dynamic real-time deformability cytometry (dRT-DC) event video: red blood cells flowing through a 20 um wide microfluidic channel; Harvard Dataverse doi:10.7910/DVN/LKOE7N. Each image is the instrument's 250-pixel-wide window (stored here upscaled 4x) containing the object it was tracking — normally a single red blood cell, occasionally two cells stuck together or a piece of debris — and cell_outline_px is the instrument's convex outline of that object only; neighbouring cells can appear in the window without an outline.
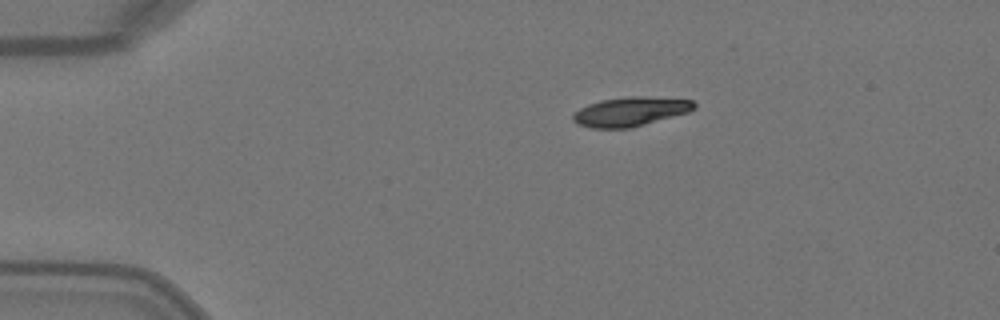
{"species": "Egyptian fruit bat (a non-hibernating species)", "species_latin": "Rousettus aegyptiacus", "temperature_condition": "warm", "stored_images_in_passage": 3, "camera_frame_rate_fps": 3000, "um_per_image_px": 0.085, "animal": {"sex": "female"}, "frame": {"image": 1, "passage_image": 1, "time_ms": 0.0, "image_size_px": [1000, 320], "cell_outline_px": [[696, 108], [688, 112], [644, 124], [628, 128], [592, 128], [580, 124], [572, 120], [572, 112], [588, 104], [600, 100], [628, 96], [644, 96], [692, 100], [696, 104]], "centroid_in_image_um": [53.56, 9.47], "position_along_channel_um": 31.4, "area_um2": 20.52}}
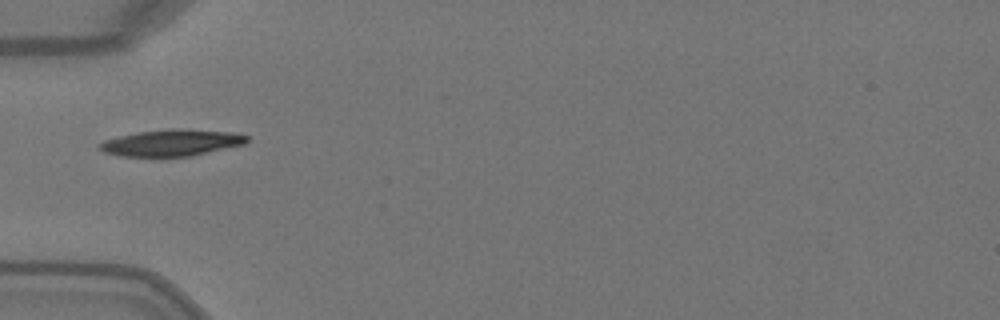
{"frame": {"image": 2, "passage_image": 3, "time_ms": 0.667, "image_size_px": [1000, 320], "cell_outline_px": [[248, 140], [244, 144], [192, 156], [120, 156], [104, 152], [100, 148], [100, 144], [104, 140], [120, 136], [140, 132], [172, 128], [236, 132], [248, 136]], "centroid_in_image_um": [14.63, 12.13], "position_along_channel_um": 70.4, "area_um2": 22.54}}